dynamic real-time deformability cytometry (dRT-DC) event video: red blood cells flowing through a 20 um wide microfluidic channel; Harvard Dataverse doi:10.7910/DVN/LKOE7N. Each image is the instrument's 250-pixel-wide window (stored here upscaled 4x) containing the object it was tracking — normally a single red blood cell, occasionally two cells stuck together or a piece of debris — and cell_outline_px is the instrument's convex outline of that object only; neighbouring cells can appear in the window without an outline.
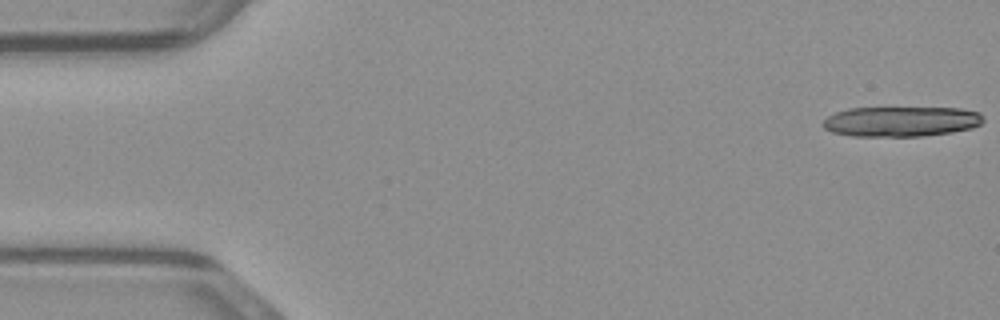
{"species": "common noctule bat (a hibernating species)", "species_latin": "Nyctalus noctula", "temperature_condition": "warm", "stored_images_in_passage": 16, "camera_frame_rate_fps": 3000, "um_per_image_px": 0.085, "animal": {"sex": "male", "body_mass_g": 23.1, "forearm_length_mm": 52.7}, "frame": {"image": 1, "passage_image": 1, "time_ms": 0.0, "image_size_px": [1000, 320], "cell_outline_px": [[984, 120], [980, 124], [972, 128], [952, 132], [920, 136], [852, 136], [832, 132], [824, 128], [820, 124], [828, 116], [836, 112], [848, 108], [960, 108], [980, 112], [984, 116]], "centroid_in_image_um": [76.6, 10.32], "position_along_channel_um": 8.4, "area_um2": 28.26}}